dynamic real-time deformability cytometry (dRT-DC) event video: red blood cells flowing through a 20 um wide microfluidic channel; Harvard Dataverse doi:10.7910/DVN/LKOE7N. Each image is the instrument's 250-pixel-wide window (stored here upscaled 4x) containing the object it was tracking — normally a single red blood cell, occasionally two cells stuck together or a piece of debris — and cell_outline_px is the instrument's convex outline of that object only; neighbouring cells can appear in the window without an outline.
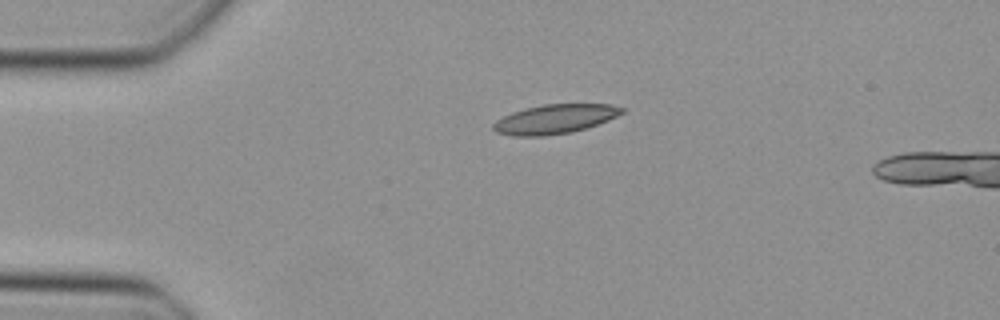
{"species": "Egyptian fruit bat (a non-hibernating species)", "species_latin": "Rousettus aegyptiacus", "temperature_condition": "cold", "stored_images_in_passage": 38, "camera_frame_rate_fps": 3000, "um_per_image_px": 0.085, "animal": {"sex": "female"}, "frame": {"image": 1, "passage_image": 1, "time_ms": 0.0, "image_size_px": [1000, 320], "cell_outline_px": [[624, 112], [608, 120], [572, 132], [544, 136], [512, 136], [496, 132], [492, 128], [492, 124], [496, 120], [512, 112], [524, 108], [544, 104], [608, 104], [624, 108]], "centroid_in_image_um": [47.11, 10.12], "position_along_channel_um": 37.9, "area_um2": 21.85}}
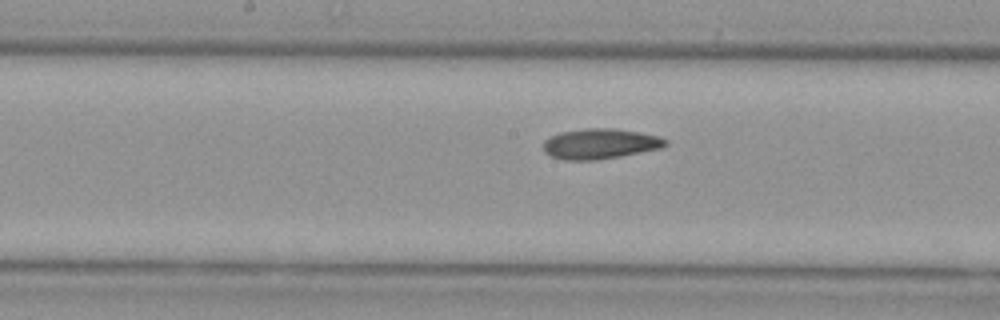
{"frame": {"image": 2, "passage_image": 15, "time_ms": 4.667, "image_size_px": [1000, 320], "cell_outline_px": [[668, 144], [660, 148], [620, 156], [592, 160], [564, 160], [552, 156], [544, 152], [544, 140], [560, 132], [584, 128], [612, 128], [640, 132], [660, 136], [668, 140]], "centroid_in_image_um": [51.02, 12.21], "position_along_channel_um": 197.2, "area_um2": 21.5}}
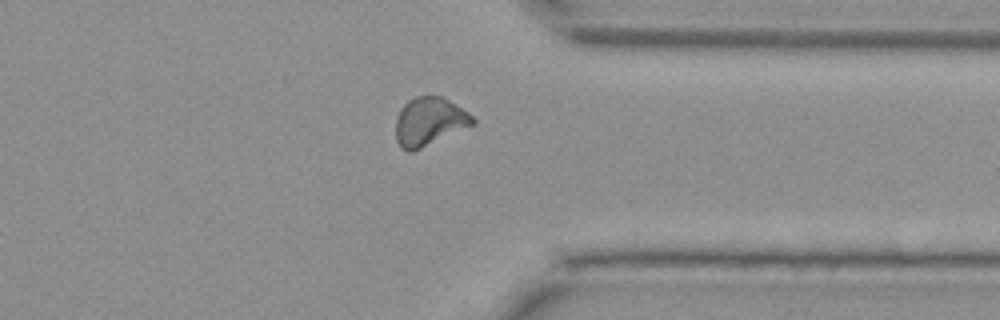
{"frame": {"image": 3, "passage_image": 28, "time_ms": 9.0, "image_size_px": [1000, 320], "cell_outline_px": [[476, 124], [412, 152], [408, 152], [400, 148], [396, 140], [396, 116], [400, 108], [408, 100], [416, 96], [440, 96], [448, 100], [468, 112], [476, 120]], "centroid_in_image_um": [36.47, 10.34], "position_along_channel_um": 374.9, "area_um2": 21.79}}